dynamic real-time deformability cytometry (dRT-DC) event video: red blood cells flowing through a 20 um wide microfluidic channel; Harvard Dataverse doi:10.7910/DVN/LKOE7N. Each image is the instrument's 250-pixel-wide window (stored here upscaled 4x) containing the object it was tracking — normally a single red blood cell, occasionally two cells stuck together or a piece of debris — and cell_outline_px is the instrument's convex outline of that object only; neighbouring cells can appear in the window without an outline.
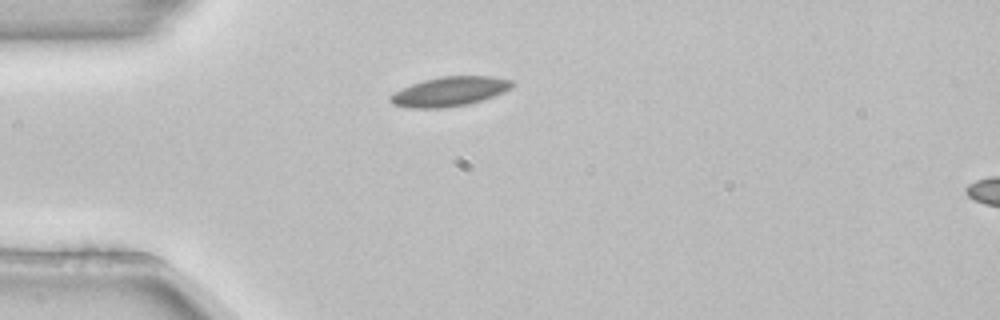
{"species": "common noctule bat (a hibernating species)", "species_latin": "Nyctalus noctula", "temperature_condition": "room temperature", "stored_images_in_passage": 1, "camera_frame_rate_fps": 3000, "um_per_image_px": 0.085, "animal": {"sex": "female", "body_mass_g": 22.7, "forearm_length_mm": 54.2}, "frame": {"image": 1, "passage_image": 1, "time_ms": 0.0, "image_size_px": [1000, 320], "cell_outline_px": [[516, 84], [512, 88], [504, 92], [468, 104], [444, 108], [408, 108], [392, 104], [388, 100], [388, 96], [412, 84], [424, 80], [440, 76], [492, 76], [512, 80]], "centroid_in_image_um": [38.23, 7.78], "position_along_channel_um": 46.8, "area_um2": 20.92}}